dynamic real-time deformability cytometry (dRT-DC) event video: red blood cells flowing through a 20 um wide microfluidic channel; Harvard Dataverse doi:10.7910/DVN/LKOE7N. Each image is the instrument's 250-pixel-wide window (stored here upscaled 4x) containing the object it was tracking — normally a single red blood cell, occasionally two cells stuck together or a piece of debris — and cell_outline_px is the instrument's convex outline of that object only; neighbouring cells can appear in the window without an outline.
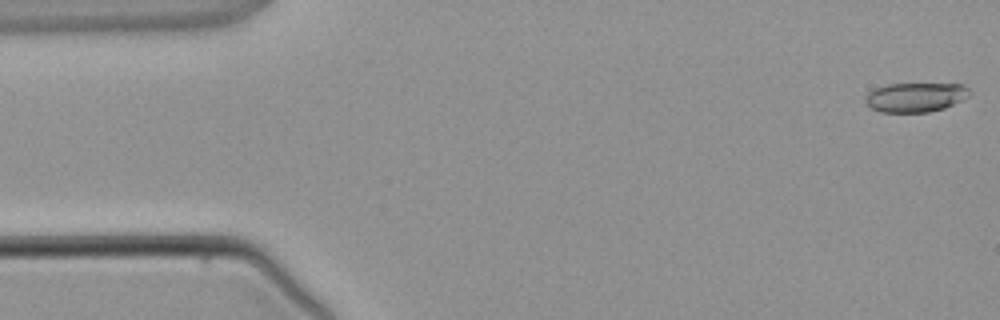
{"species": "common noctule bat (a hibernating species)", "species_latin": "Nyctalus noctula", "temperature_condition": "warm", "stored_images_in_passage": 4, "camera_frame_rate_fps": 3000, "um_per_image_px": 0.085, "animal": {"sex": "male", "body_mass_g": 21.5, "forearm_length_mm": 52.0}, "frame": {"image": 1, "passage_image": 1, "time_ms": 0.0, "image_size_px": [1000, 320], "cell_outline_px": [[972, 92], [968, 96], [944, 108], [928, 112], [880, 112], [872, 108], [864, 100], [864, 96], [868, 92], [876, 88], [888, 84], [964, 84]], "centroid_in_image_um": [77.8, 8.26], "position_along_channel_um": 7.2, "area_um2": 17.74}}
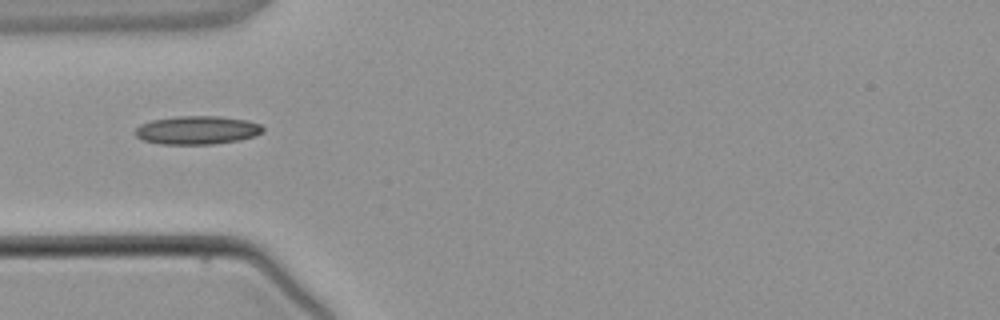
{"frame": {"image": 2, "passage_image": 4, "time_ms": 4.0, "image_size_px": [1000, 320], "cell_outline_px": [[264, 128], [256, 136], [236, 140], [212, 144], [160, 144], [140, 140], [136, 136], [136, 128], [140, 124], [152, 120], [176, 116], [220, 116], [244, 120], [260, 124]], "centroid_in_image_um": [16.7, 11.06], "position_along_channel_um": 68.3, "area_um2": 21.04}}